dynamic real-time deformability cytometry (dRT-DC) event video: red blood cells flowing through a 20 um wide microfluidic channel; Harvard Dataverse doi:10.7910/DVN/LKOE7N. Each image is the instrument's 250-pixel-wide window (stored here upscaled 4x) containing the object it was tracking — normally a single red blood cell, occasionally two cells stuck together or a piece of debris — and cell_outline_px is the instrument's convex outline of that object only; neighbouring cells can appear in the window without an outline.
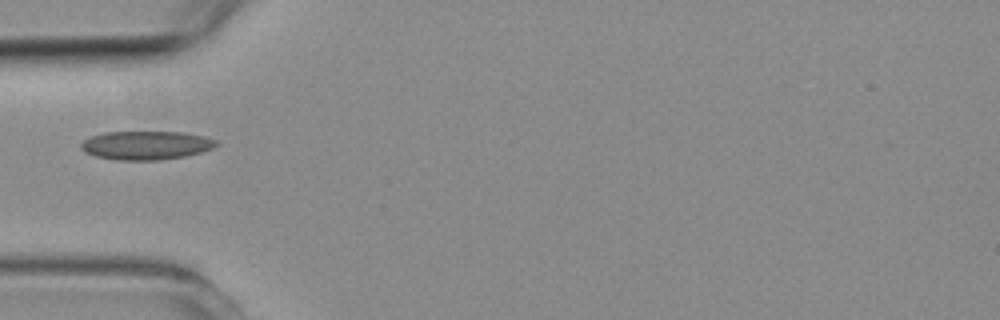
{"species": "common noctule bat (a hibernating species)", "species_latin": "Nyctalus noctula", "temperature_condition": "room temperature", "stored_images_in_passage": 3, "camera_frame_rate_fps": 3000, "um_per_image_px": 0.085, "animal": {"sex": "female", "body_mass_g": 19.3, "forearm_length_mm": 54.1}, "frame": {"image": 1, "passage_image": 1, "time_ms": 0.0, "image_size_px": [1000, 320], "cell_outline_px": [[220, 144], [212, 148], [200, 152], [184, 156], [160, 160], [116, 160], [96, 156], [84, 152], [80, 148], [80, 144], [84, 140], [92, 136], [104, 132], [184, 132], [204, 136], [216, 140]], "centroid_in_image_um": [12.41, 12.35], "position_along_channel_um": 72.6, "area_um2": 22.6}}
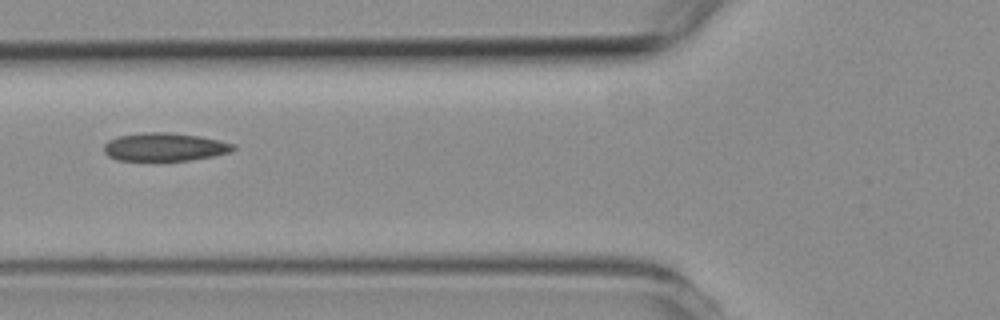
{"frame": {"image": 2, "passage_image": 2, "time_ms": 1.0, "image_size_px": [1000, 320], "cell_outline_px": [[236, 148], [232, 152], [212, 156], [188, 160], [116, 160], [108, 156], [104, 152], [104, 144], [108, 140], [120, 136], [144, 132], [168, 132], [200, 136], [220, 140], [236, 144]], "centroid_in_image_um": [14.02, 12.48], "position_along_channel_um": 111.8, "area_um2": 21.27}}
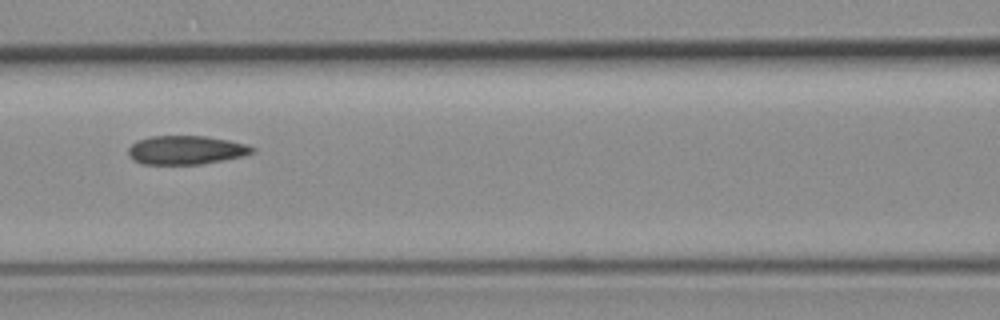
{"frame": {"image": 3, "passage_image": 3, "time_ms": 2.0, "image_size_px": [1000, 320], "cell_outline_px": [[256, 148], [252, 152], [244, 156], [200, 164], [144, 164], [132, 160], [128, 152], [128, 148], [136, 140], [148, 136], [204, 136], [228, 140], [244, 144]], "centroid_in_image_um": [15.76, 12.75], "position_along_channel_um": 150.8, "area_um2": 20.69}}